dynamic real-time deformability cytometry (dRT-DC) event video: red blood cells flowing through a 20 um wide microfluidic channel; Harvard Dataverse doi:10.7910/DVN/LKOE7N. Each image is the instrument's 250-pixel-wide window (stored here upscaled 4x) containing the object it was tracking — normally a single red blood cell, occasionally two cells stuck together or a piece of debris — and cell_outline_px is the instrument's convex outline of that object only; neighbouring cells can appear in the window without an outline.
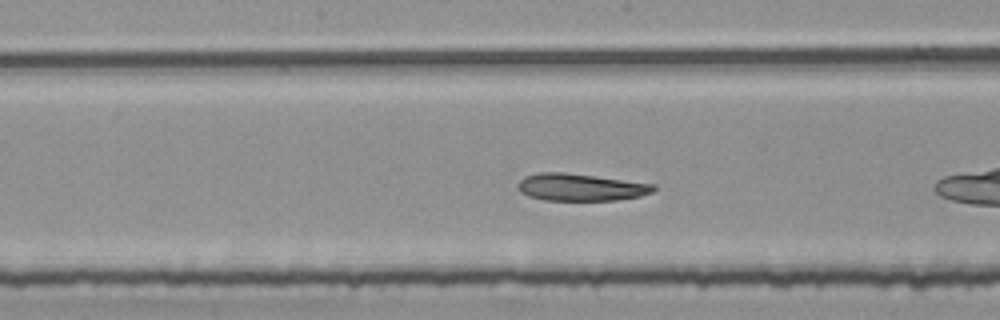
{"species": "common noctule bat (a hibernating species)", "species_latin": "Nyctalus noctula", "temperature_condition": "room temperature", "stored_images_in_passage": 35, "camera_frame_rate_fps": 3000, "um_per_image_px": 0.085, "animal": {"sex": "female", "body_mass_g": 25.1}, "frame": {"image": 1, "passage_image": 11, "time_ms": 3.333, "image_size_px": [1000, 320], "cell_outline_px": [[656, 188], [652, 192], [640, 196], [616, 200], [544, 200], [528, 196], [520, 192], [516, 188], [516, 184], [524, 176], [540, 172], [564, 172], [656, 184]], "centroid_in_image_um": [49.31, 15.91], "position_along_channel_um": 198.9, "area_um2": 21.62}, "authors_computed_cell_mechanics": {"area_um2": 22.0218, "velocity_mm_per_s": 3.73, "shape_relaxation_time_tau1_ms": 4.0266, "shape_relaxation_time_tau2_ms": 2.5228, "deformation_change_tau1": 0.1266, "deformation_change_tau2": 0.0999}}